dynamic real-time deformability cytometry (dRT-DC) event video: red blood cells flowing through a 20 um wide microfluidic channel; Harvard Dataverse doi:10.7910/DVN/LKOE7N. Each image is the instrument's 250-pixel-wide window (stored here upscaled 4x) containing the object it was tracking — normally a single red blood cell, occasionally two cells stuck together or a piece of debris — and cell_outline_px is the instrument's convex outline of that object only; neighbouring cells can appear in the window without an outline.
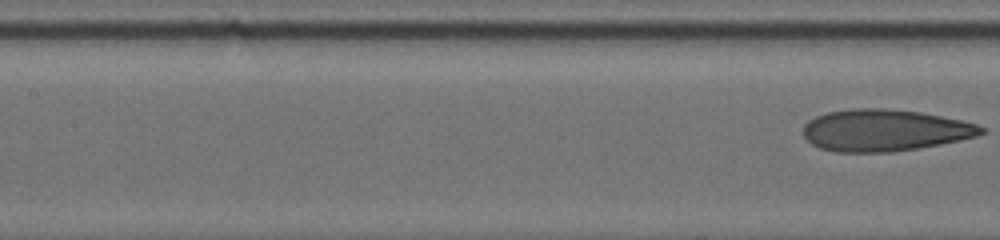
{"species": "human", "species_latin": "Homo sapiens", "temperature_condition": "cold", "stored_images_in_passage": 12, "segment_of_instrument_passage": [2, 2], "camera_frame_rate_fps": 3000, "um_per_image_px": 0.085, "donor": {"sex": "male"}, "frame": {"image": 1, "passage_image": 12, "time_ms": 5.333, "image_size_px": [1000, 240], "cell_outline_px": [[984, 132], [976, 136], [960, 140], [940, 144], [892, 152], [836, 152], [820, 148], [812, 144], [804, 136], [804, 124], [808, 120], [816, 116], [828, 112], [852, 108], [884, 108], [920, 112], [960, 120], [976, 124], [984, 128]], "centroid_in_image_um": [75.16, 11.07], "position_along_channel_um": 132.2, "area_um2": 43.12}}